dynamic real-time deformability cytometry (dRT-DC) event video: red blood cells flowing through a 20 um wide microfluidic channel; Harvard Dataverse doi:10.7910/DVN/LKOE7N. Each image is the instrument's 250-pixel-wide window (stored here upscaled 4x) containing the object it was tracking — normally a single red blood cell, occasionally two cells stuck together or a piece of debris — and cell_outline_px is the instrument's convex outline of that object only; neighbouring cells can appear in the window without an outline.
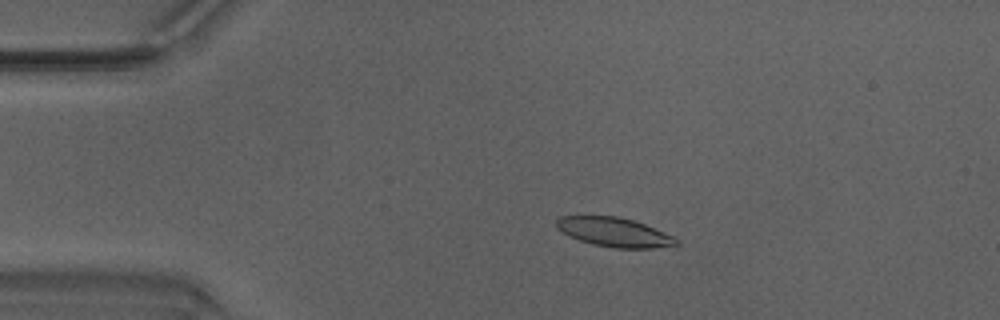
{"species": "Egyptian fruit bat (a non-hibernating species)", "species_latin": "Rousettus aegyptiacus", "temperature_condition": "warm", "stored_images_in_passage": 49, "camera_frame_rate_fps": 3000, "um_per_image_px": 0.085, "animal": {"sex": "male"}, "frame": {"image": 1, "passage_image": 10, "time_ms": 3.0, "image_size_px": [1000, 320], "cell_outline_px": [[680, 244], [676, 248], [612, 248], [592, 244], [568, 236], [556, 228], [556, 220], [560, 216], [620, 216], [644, 224], [672, 236], [680, 240]], "centroid_in_image_um": [52.26, 19.76], "position_along_channel_um": 32.7, "area_um2": 20.69}}
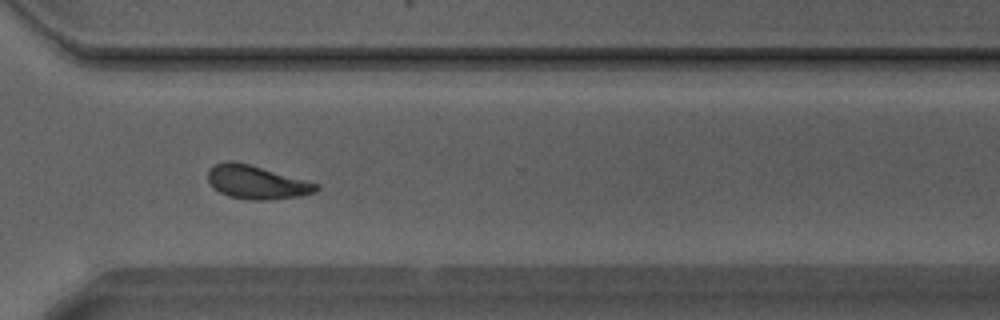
{"frame": {"image": 2, "passage_image": 36, "time_ms": 11.667, "image_size_px": [1000, 320], "cell_outline_px": [[320, 188], [316, 192], [300, 196], [268, 200], [248, 200], [228, 196], [212, 188], [208, 180], [208, 168], [216, 164], [228, 160], [232, 160], [248, 164], [320, 184]], "centroid_in_image_um": [21.8, 15.5], "position_along_channel_um": 348.8, "area_um2": 21.21}}
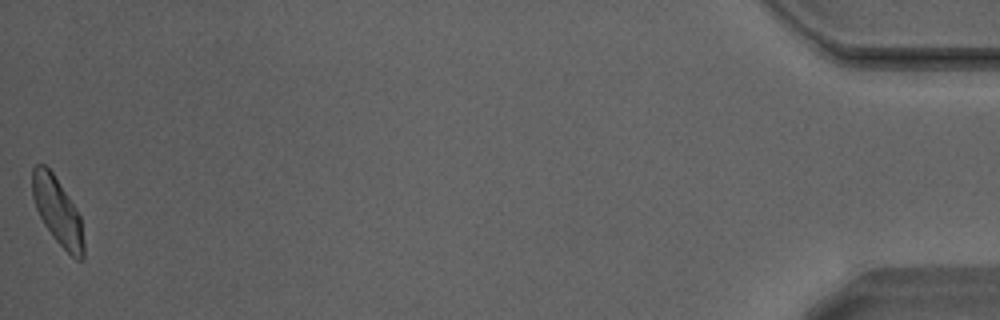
{"frame": {"image": 3, "passage_image": 49, "time_ms": 16.0, "image_size_px": [1000, 320], "cell_outline_px": [[84, 260], [76, 260], [52, 236], [44, 224], [36, 208], [32, 196], [32, 168], [36, 164], [44, 164], [52, 172], [76, 208], [80, 216], [84, 240]], "centroid_in_image_um": [4.9, 17.96], "position_along_channel_um": 430.3, "area_um2": 20.0}, "authors_computed_cell_mechanics": {"area_um2": 20.9814, "velocity_mm_per_s": 4.1969, "shape_relaxation_time_tau1_ms": 2.9188, "shape_relaxation_time_tau2_ms": 1.8294, "deformation_change_tau1": 0.1097, "deformation_change_tau2": 0.0723}}